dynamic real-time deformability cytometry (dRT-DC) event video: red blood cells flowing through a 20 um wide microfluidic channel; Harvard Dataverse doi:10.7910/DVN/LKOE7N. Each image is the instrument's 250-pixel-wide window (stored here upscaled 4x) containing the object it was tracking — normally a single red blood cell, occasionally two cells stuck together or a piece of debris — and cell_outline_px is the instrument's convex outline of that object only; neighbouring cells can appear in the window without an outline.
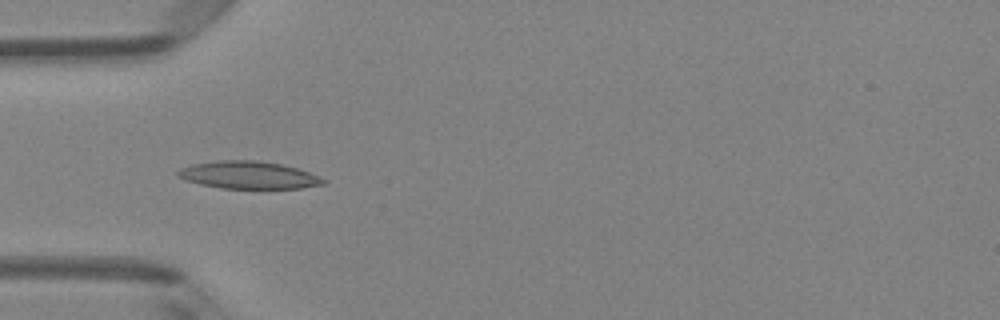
{"species": "Egyptian fruit bat (a non-hibernating species)", "species_latin": "Rousettus aegyptiacus", "temperature_condition": "room temperature", "stored_images_in_passage": 7, "camera_frame_rate_fps": 3000, "um_per_image_px": 0.085, "animal": {"sex": "female"}, "frame": {"image": 1, "passage_image": 5, "time_ms": 5.0, "image_size_px": [1000, 320], "cell_outline_px": [[328, 180], [324, 184], [300, 188], [220, 188], [200, 184], [184, 180], [176, 176], [176, 172], [180, 168], [192, 164], [216, 160], [256, 160], [280, 164], [296, 168], [320, 176]], "centroid_in_image_um": [21.09, 14.87], "position_along_channel_um": 63.9, "area_um2": 23.35}}
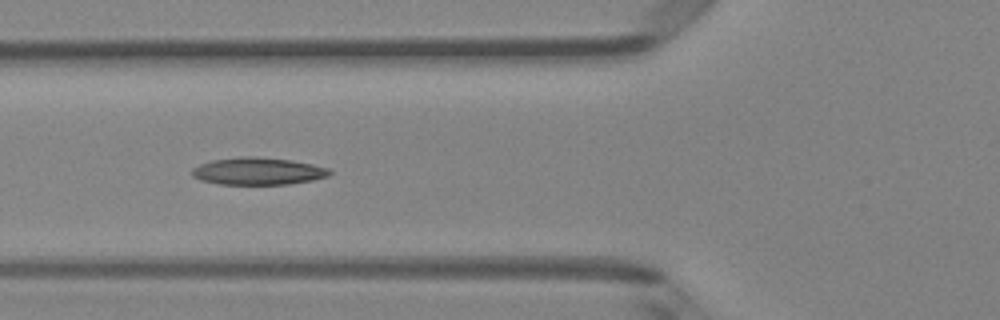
{"frame": {"image": 2, "passage_image": 6, "time_ms": 6.0, "image_size_px": [1000, 320], "cell_outline_px": [[332, 172], [328, 176], [312, 180], [288, 184], [220, 184], [200, 180], [192, 176], [192, 168], [200, 164], [212, 160], [240, 156], [252, 156], [292, 160], [312, 164], [328, 168]], "centroid_in_image_um": [21.91, 14.54], "position_along_channel_um": 103.9, "area_um2": 21.85}}
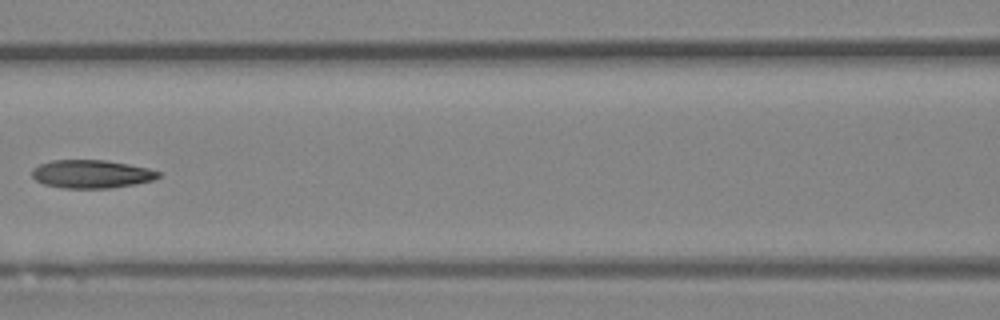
{"frame": {"image": 3, "passage_image": 7, "time_ms": 7.333, "image_size_px": [1000, 320], "cell_outline_px": [[160, 176], [152, 180], [136, 184], [108, 188], [64, 188], [44, 184], [36, 180], [32, 176], [32, 168], [40, 164], [52, 160], [104, 160], [128, 164], [148, 168], [160, 172]], "centroid_in_image_um": [7.76, 14.79], "position_along_channel_um": 158.8, "area_um2": 20.69}}